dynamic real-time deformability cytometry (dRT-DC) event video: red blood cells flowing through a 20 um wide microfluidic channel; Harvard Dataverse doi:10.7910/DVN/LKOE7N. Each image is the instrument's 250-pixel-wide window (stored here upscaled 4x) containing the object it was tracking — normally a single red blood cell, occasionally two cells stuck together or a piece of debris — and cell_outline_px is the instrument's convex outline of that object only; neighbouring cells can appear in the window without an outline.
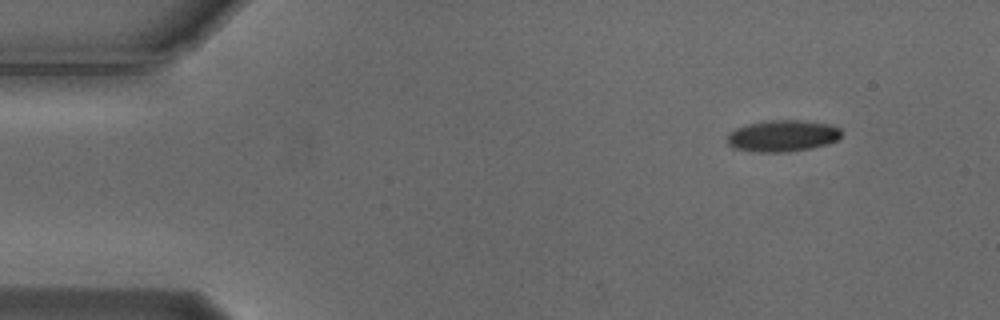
{"species": "Egyptian fruit bat (a non-hibernating species)", "species_latin": "Rousettus aegyptiacus", "temperature_condition": "cold", "stored_images_in_passage": 33, "camera_frame_rate_fps": 3000, "um_per_image_px": 0.085, "animal": {"sex": "male"}, "frame": {"image": 1, "passage_image": 1, "time_ms": 0.0, "image_size_px": [1000, 320], "cell_outline_px": [[840, 136], [836, 140], [828, 144], [812, 148], [788, 152], [756, 152], [736, 148], [728, 144], [728, 132], [736, 128], [748, 124], [772, 120], [796, 120], [828, 124], [840, 128]], "centroid_in_image_um": [66.51, 11.56], "position_along_channel_um": 18.5, "area_um2": 20.81}}
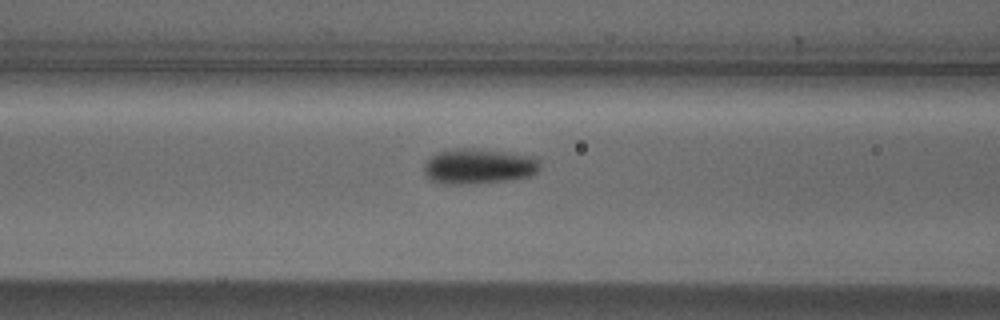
{"frame": {"image": 2, "passage_image": 17, "time_ms": 5.333, "image_size_px": [1000, 320], "cell_outline_px": [[540, 168], [532, 176], [512, 180], [456, 184], [444, 184], [428, 180], [424, 176], [424, 164], [432, 156], [440, 152], [452, 148], [476, 148], [508, 152], [536, 156], [540, 160]], "centroid_in_image_um": [40.71, 14.13], "position_along_channel_um": 125.9, "area_um2": 24.22}}
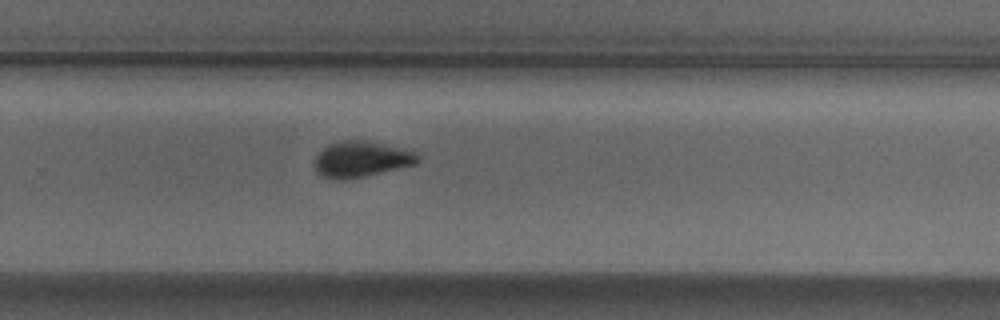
{"frame": {"image": 3, "passage_image": 31, "time_ms": 10.0, "image_size_px": [1000, 320], "cell_outline_px": [[420, 160], [416, 164], [364, 176], [344, 180], [332, 180], [320, 176], [316, 172], [316, 156], [328, 144], [340, 140], [364, 140], [412, 148], [420, 156]], "centroid_in_image_um": [30.76, 13.51], "position_along_channel_um": 299.0, "area_um2": 22.02}}